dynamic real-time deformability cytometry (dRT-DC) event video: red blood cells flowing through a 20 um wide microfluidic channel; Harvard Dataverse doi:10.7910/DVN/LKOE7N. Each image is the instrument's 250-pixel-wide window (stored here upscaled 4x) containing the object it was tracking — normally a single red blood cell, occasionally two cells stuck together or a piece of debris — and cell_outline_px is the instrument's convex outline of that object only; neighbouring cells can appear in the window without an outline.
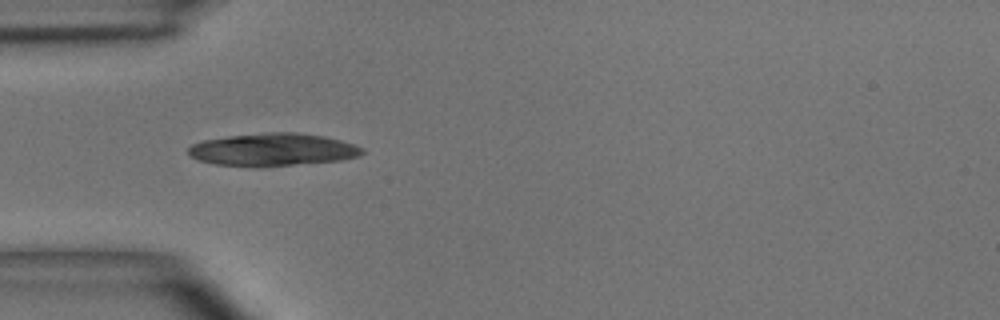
{"species": "common noctule bat (a hibernating species)", "species_latin": "Nyctalus noctula", "temperature_condition": "room temperature", "stored_images_in_passage": 3, "camera_frame_rate_fps": 3000, "um_per_image_px": 0.085, "animal": {"sex": "male", "body_mass_g": 15.6}, "frame": {"image": 1, "passage_image": 1, "time_ms": 0.0, "image_size_px": [1000, 320], "cell_outline_px": [[364, 152], [360, 156], [340, 160], [260, 168], [252, 168], [216, 164], [196, 160], [188, 156], [188, 148], [192, 144], [204, 140], [228, 136], [268, 132], [296, 132], [324, 136], [340, 140], [364, 148]], "centroid_in_image_um": [23.15, 12.74], "position_along_channel_um": 61.9, "area_um2": 33.58}}
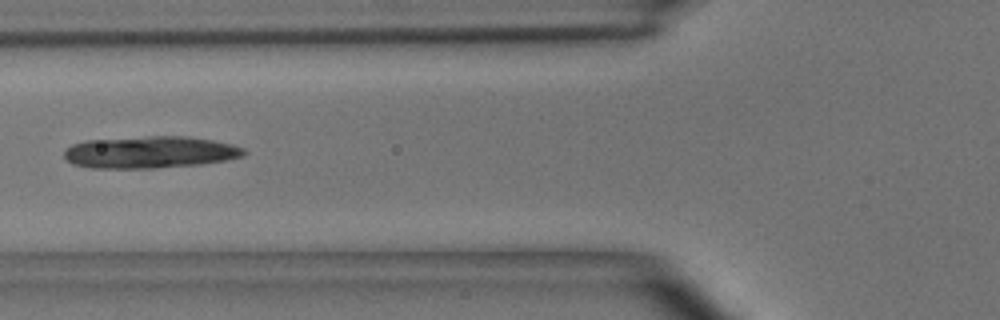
{"frame": {"image": 2, "passage_image": 2, "time_ms": 1.333, "image_size_px": [1000, 320], "cell_outline_px": [[248, 152], [244, 156], [224, 160], [200, 164], [156, 168], [92, 168], [72, 164], [64, 160], [64, 152], [72, 144], [84, 140], [148, 136], [188, 136], [212, 140], [232, 144], [244, 148]], "centroid_in_image_um": [12.73, 12.93], "position_along_channel_um": 113.1, "area_um2": 33.76}}